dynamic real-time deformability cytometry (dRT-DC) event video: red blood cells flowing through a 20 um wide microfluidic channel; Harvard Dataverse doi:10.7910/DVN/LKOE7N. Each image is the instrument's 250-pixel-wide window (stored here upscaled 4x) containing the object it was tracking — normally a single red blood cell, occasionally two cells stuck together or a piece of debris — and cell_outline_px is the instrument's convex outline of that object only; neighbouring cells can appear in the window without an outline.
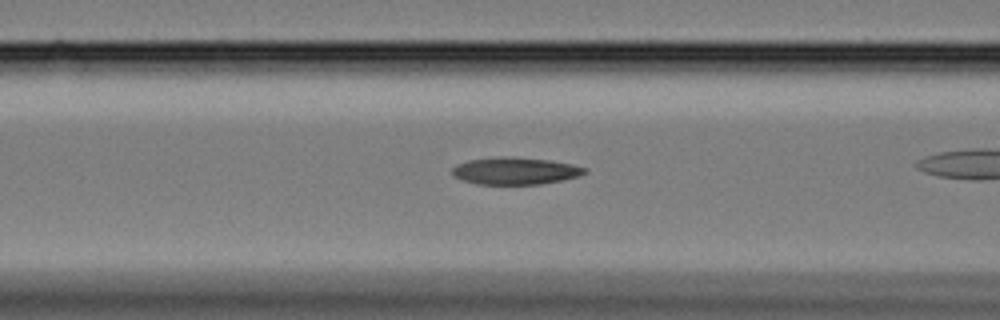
{"species": "Egyptian fruit bat (a non-hibernating species)", "species_latin": "Rousettus aegyptiacus", "temperature_condition": "cold", "stored_images_in_passage": 37, "camera_frame_rate_fps": 3000, "um_per_image_px": 0.085, "animal": {"sex": "female"}, "frame": {"image": 1, "passage_image": 14, "time_ms": 4.333, "image_size_px": [1000, 320], "cell_outline_px": [[588, 172], [580, 176], [540, 184], [476, 184], [452, 176], [452, 168], [456, 164], [468, 160], [500, 156], [516, 156], [548, 160], [572, 164], [588, 168]], "centroid_in_image_um": [43.79, 14.51], "position_along_channel_um": 122.8, "area_um2": 21.15}}
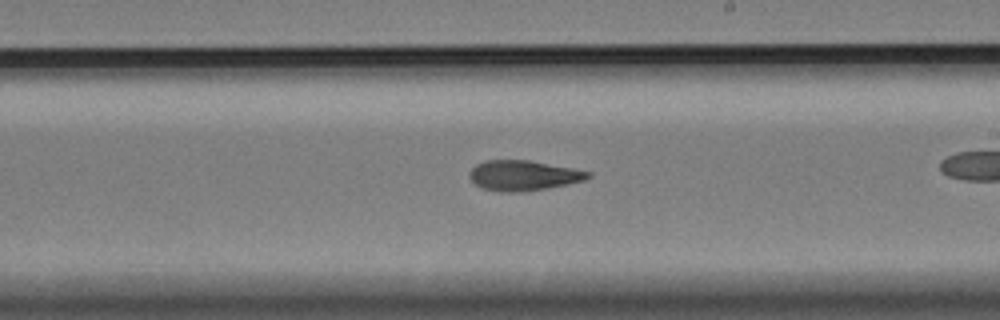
{"frame": {"image": 2, "passage_image": 25, "time_ms": 8.0, "image_size_px": [1000, 320], "cell_outline_px": [[592, 176], [584, 180], [544, 188], [512, 192], [500, 192], [484, 188], [476, 184], [468, 176], [468, 172], [476, 164], [484, 160], [528, 160], [572, 168], [592, 172]], "centroid_in_image_um": [44.45, 14.89], "position_along_channel_um": 244.6, "area_um2": 20.52}}
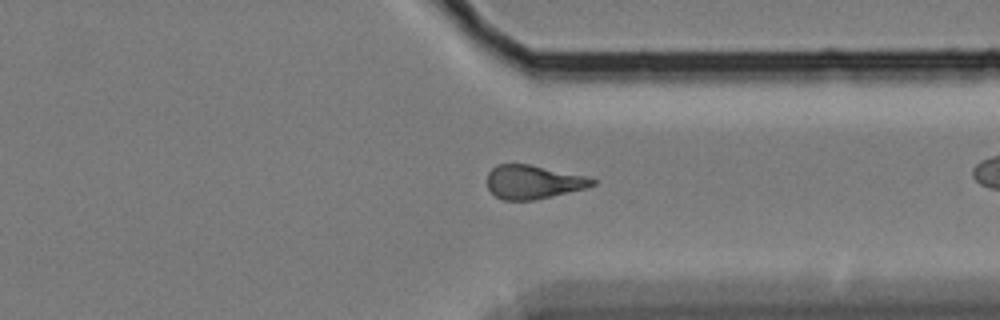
{"frame": {"image": 3, "passage_image": 36, "time_ms": 11.667, "image_size_px": [1000, 320], "cell_outline_px": [[596, 184], [584, 188], [532, 200], [504, 200], [496, 196], [488, 188], [488, 172], [496, 164], [528, 164], [584, 176], [596, 180]], "centroid_in_image_um": [45.27, 15.46], "position_along_channel_um": 366.1, "area_um2": 20.17}}